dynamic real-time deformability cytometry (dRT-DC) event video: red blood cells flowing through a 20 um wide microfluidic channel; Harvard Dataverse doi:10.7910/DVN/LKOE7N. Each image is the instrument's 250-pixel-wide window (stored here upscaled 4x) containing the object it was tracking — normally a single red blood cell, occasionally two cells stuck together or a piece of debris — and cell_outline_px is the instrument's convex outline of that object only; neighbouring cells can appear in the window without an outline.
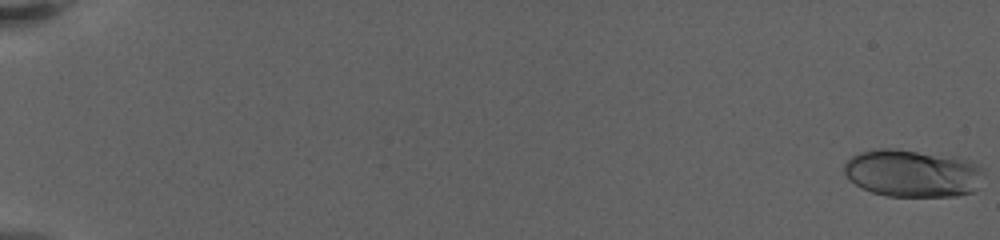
{"species": "human", "species_latin": "Homo sapiens", "temperature_condition": "warm", "stored_images_in_passage": 14, "camera_frame_rate_fps": 3000, "um_per_image_px": 0.085, "donor": {"sex": "female"}, "frame": {"image": 1, "passage_image": 1, "time_ms": 0.0, "image_size_px": [1000, 240], "cell_outline_px": [[984, 172], [976, 188], [972, 192], [956, 196], [888, 196], [872, 192], [860, 188], [844, 172], [844, 164], [852, 156], [860, 152], [872, 148], [892, 148], [956, 156], [968, 160], [984, 168]], "centroid_in_image_um": [77.57, 14.71], "position_along_channel_um": 7.4, "area_um2": 38.84}}
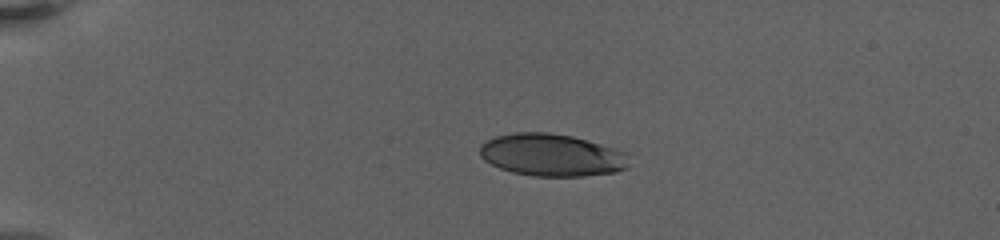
{"frame": {"image": 2, "passage_image": 9, "time_ms": 5.333, "image_size_px": [1000, 240], "cell_outline_px": [[628, 168], [616, 172], [584, 176], [532, 176], [512, 172], [500, 168], [484, 160], [480, 156], [480, 144], [496, 136], [516, 132], [548, 132], [572, 136], [616, 148], [628, 152]], "centroid_in_image_um": [46.92, 13.18], "position_along_channel_um": 38.1, "area_um2": 37.05}}
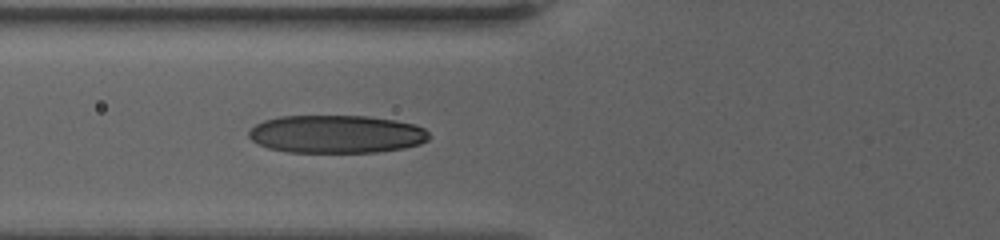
{"frame": {"image": 3, "passage_image": 14, "time_ms": 9.0, "image_size_px": [1000, 240], "cell_outline_px": [[432, 136], [428, 140], [420, 144], [404, 148], [376, 152], [288, 152], [268, 148], [252, 140], [248, 136], [248, 132], [256, 124], [264, 120], [280, 116], [368, 116], [396, 120], [412, 124], [424, 128]], "centroid_in_image_um": [28.61, 11.4], "position_along_channel_um": 97.2, "area_um2": 40.0}}